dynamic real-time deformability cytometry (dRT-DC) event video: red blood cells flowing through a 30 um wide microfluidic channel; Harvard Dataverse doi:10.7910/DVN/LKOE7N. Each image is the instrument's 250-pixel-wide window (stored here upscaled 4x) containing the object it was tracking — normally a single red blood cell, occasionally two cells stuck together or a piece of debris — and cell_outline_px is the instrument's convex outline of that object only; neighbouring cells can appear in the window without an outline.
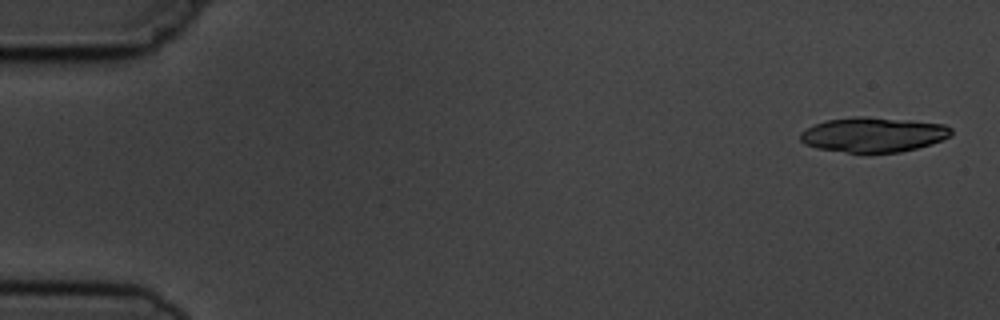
{"species": "common noctule bat (a hibernating species)", "species_latin": "Nyctalus noctula", "temperature_condition": "cold", "stored_images_in_passage": 4, "camera_frame_rate_fps": 3000, "um_per_image_px": 0.085, "animal": {"sex": "male", "body_mass_g": 19.5, "forearm_length_mm": 54.6}, "frame": {"image": 1, "passage_image": 1, "time_ms": 0.0, "image_size_px": [1000, 320], "cell_outline_px": [[952, 136], [916, 148], [900, 152], [848, 152], [816, 148], [804, 144], [800, 140], [800, 132], [816, 124], [828, 120], [856, 116], [864, 116], [944, 124], [952, 128]], "centroid_in_image_um": [74.22, 11.44], "position_along_channel_um": 10.8, "area_um2": 30.23}}